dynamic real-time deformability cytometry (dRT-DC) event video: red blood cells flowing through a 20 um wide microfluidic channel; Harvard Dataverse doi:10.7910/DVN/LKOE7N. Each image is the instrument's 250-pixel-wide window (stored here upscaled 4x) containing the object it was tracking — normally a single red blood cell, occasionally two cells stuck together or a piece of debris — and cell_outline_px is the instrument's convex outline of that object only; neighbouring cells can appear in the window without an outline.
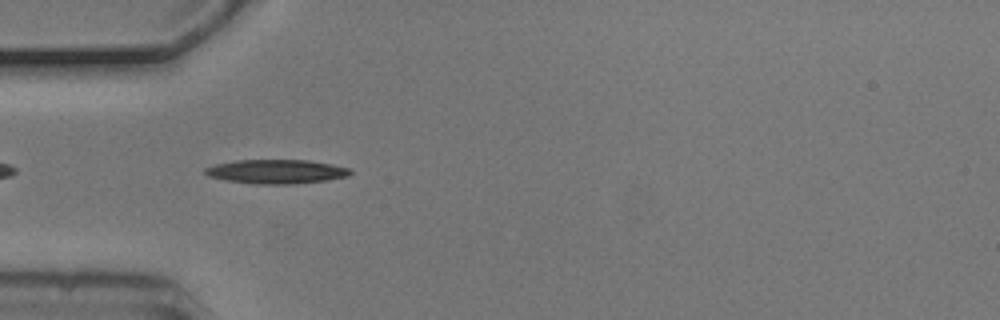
{"species": "common noctule bat (a hibernating species)", "species_latin": "Nyctalus noctula", "temperature_condition": "cold", "stored_images_in_passage": 6, "camera_frame_rate_fps": 3000, "um_per_image_px": 0.085, "animal": {"sex": "male", "body_mass_g": 20.5, "forearm_length_mm": 52.5}, "frame": {"image": 1, "passage_image": 1, "time_ms": 0.0, "image_size_px": [1000, 320], "cell_outline_px": [[352, 172], [348, 176], [324, 180], [292, 184], [256, 184], [224, 180], [208, 176], [204, 172], [204, 168], [216, 164], [236, 160], [308, 160], [332, 164], [348, 168]], "centroid_in_image_um": [23.45, 14.58], "position_along_channel_um": 61.6, "area_um2": 20.29}}